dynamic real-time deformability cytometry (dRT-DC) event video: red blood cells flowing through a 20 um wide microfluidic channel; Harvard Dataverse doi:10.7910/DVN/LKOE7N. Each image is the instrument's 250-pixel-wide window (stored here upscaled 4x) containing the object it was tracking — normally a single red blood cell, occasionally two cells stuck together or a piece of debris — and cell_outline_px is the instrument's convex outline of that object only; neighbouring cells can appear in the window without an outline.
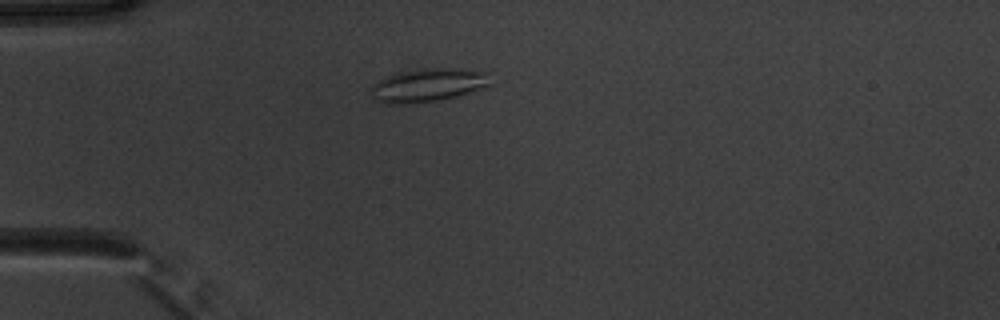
{"species": "common noctule bat (a hibernating species)", "species_latin": "Nyctalus noctula", "temperature_condition": "warm", "stored_images_in_passage": 29, "camera_frame_rate_fps": 3000, "um_per_image_px": 0.085, "animal": {"sex": "male", "body_mass_g": 20.1, "forearm_length_mm": 53.5}, "frame": {"image": 1, "passage_image": 13, "time_ms": 4.0, "image_size_px": [1000, 320], "cell_outline_px": [[492, 84], [456, 96], [440, 100], [412, 104], [384, 104], [376, 100], [372, 96], [372, 84], [376, 80], [384, 76], [424, 68], [448, 68], [492, 72]], "centroid_in_image_um": [36.39, 7.24], "position_along_channel_um": 48.6, "area_um2": 23.41}}
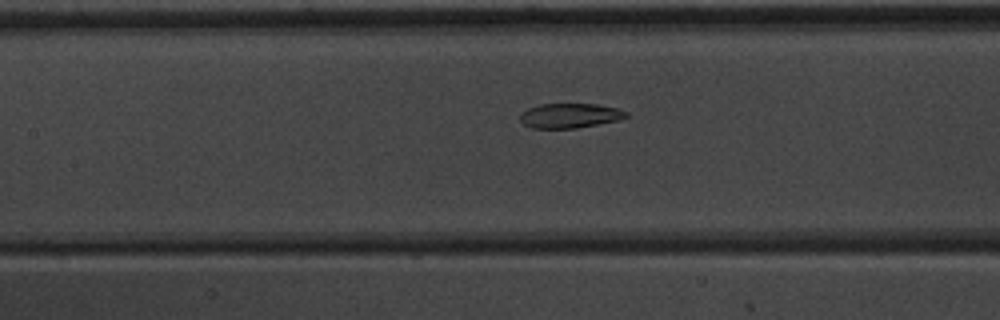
{"frame": {"image": 2, "passage_image": 23, "time_ms": 7.333, "image_size_px": [1000, 320], "cell_outline_px": [[628, 116], [620, 120], [576, 128], [532, 128], [524, 124], [520, 120], [520, 116], [528, 108], [540, 104], [596, 104], [616, 108], [628, 112]], "centroid_in_image_um": [48.46, 9.83], "position_along_channel_um": 158.9, "area_um2": 15.14}}
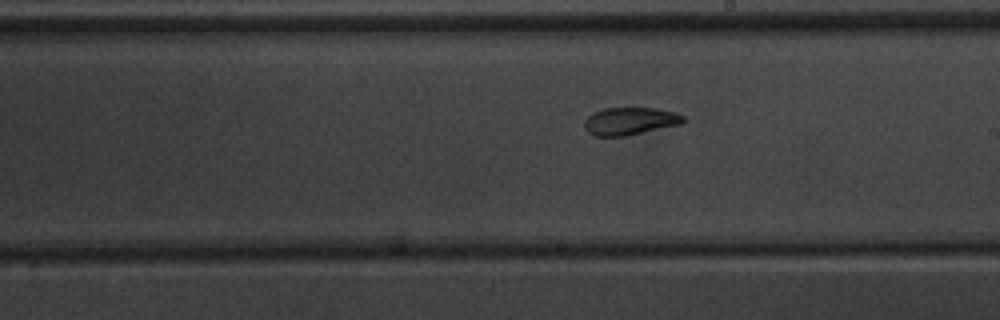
{"frame": {"image": 3, "passage_image": 29, "time_ms": 9.333, "image_size_px": [1000, 320], "cell_outline_px": [[684, 120], [680, 124], [624, 136], [592, 136], [584, 128], [584, 120], [592, 112], [604, 108], [656, 108], [676, 112], [684, 116]], "centroid_in_image_um": [53.5, 10.29], "position_along_channel_um": 235.5, "area_um2": 15.9}}